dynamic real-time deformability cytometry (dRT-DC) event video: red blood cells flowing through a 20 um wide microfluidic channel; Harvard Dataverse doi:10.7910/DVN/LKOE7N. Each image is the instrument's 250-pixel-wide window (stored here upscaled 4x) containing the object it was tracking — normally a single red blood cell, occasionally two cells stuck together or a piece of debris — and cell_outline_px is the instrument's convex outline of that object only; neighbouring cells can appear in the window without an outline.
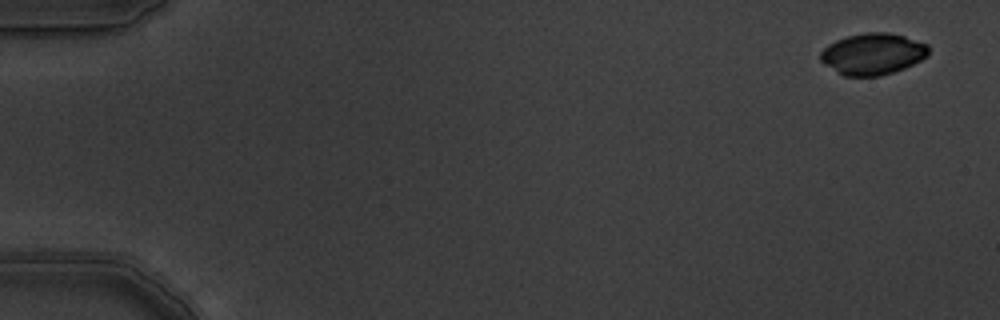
{"species": "common noctule bat (a hibernating species)", "species_latin": "Nyctalus noctula", "temperature_condition": "warm", "stored_images_in_passage": 6, "camera_frame_rate_fps": 3000, "um_per_image_px": 0.085, "animal": {"sex": "male", "body_mass_g": 19.5, "forearm_length_mm": 54.6}, "frame": {"image": 1, "passage_image": 1, "time_ms": 0.0, "image_size_px": [1000, 320], "cell_outline_px": [[928, 56], [904, 68], [880, 76], [844, 76], [824, 64], [820, 60], [820, 52], [828, 44], [836, 40], [848, 36], [864, 32], [888, 32], [904, 36], [928, 44]], "centroid_in_image_um": [74.17, 4.58], "position_along_channel_um": 10.8, "area_um2": 26.07}}
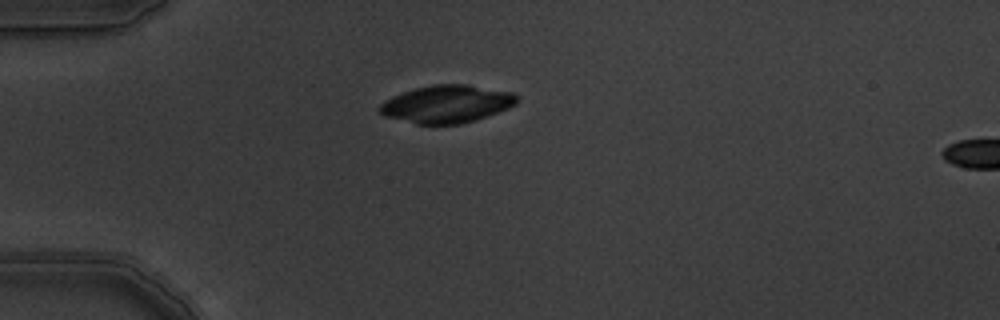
{"frame": {"image": 2, "passage_image": 5, "time_ms": 1.333, "image_size_px": [1000, 320], "cell_outline_px": [[520, 100], [516, 104], [508, 108], [476, 120], [460, 124], [416, 124], [384, 116], [376, 112], [376, 108], [384, 100], [392, 96], [416, 88], [432, 84], [468, 84], [512, 92], [520, 96]], "centroid_in_image_um": [37.96, 8.84], "position_along_channel_um": 47.0, "area_um2": 30.46}}